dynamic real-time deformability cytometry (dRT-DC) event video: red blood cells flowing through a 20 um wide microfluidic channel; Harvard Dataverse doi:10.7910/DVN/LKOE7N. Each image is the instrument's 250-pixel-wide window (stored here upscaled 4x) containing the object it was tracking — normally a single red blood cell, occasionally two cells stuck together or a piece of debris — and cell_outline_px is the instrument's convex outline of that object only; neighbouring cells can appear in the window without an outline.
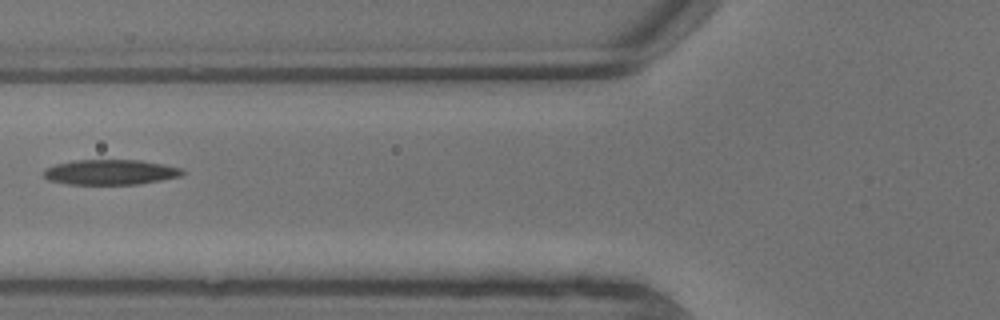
{"species": "common noctule bat (a hibernating species)", "species_latin": "Nyctalus noctula", "temperature_condition": "warm", "stored_images_in_passage": 10, "camera_frame_rate_fps": 3000, "um_per_image_px": 0.085, "animal": {"sex": "male", "body_mass_g": 13.3}, "frame": {"image": 1, "passage_image": 7, "time_ms": 2.0, "image_size_px": [1000, 320], "cell_outline_px": [[184, 172], [180, 176], [160, 180], [136, 184], [68, 184], [48, 180], [44, 176], [44, 168], [56, 164], [76, 160], [140, 160], [164, 164], [184, 168]], "centroid_in_image_um": [9.39, 14.62], "position_along_channel_um": 116.4, "area_um2": 20.29}}